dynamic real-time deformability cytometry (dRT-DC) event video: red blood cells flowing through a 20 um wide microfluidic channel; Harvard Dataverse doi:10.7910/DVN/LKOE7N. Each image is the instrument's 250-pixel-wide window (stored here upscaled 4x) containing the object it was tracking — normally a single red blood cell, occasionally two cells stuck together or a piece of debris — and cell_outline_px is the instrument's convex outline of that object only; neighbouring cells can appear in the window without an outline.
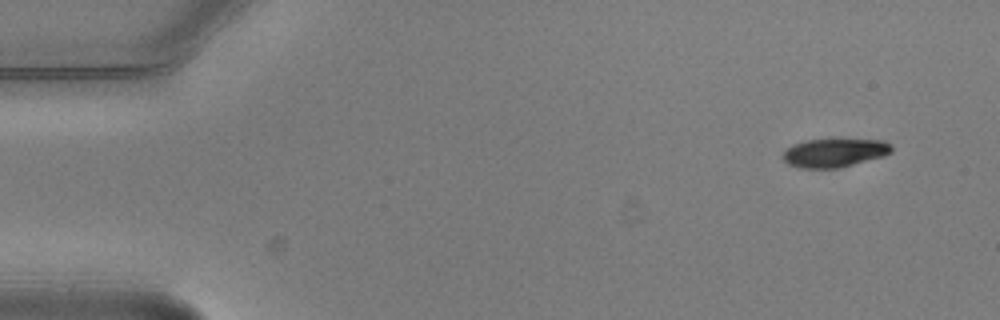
{"species": "common noctule bat (a hibernating species)", "species_latin": "Nyctalus noctula", "temperature_condition": "warm", "stored_images_in_passage": 5, "camera_frame_rate_fps": 3000, "um_per_image_px": 0.085, "animal": {"sex": "male", "body_mass_g": 20.5, "forearm_length_mm": 52.5}, "frame": {"image": 1, "passage_image": 1, "time_ms": 0.0, "image_size_px": [1000, 320], "cell_outline_px": [[892, 152], [884, 156], [840, 168], [800, 168], [788, 164], [784, 160], [784, 152], [788, 148], [796, 144], [808, 140], [884, 140], [892, 144]], "centroid_in_image_um": [70.98, 13.0], "position_along_channel_um": 14.0, "area_um2": 17.86}}
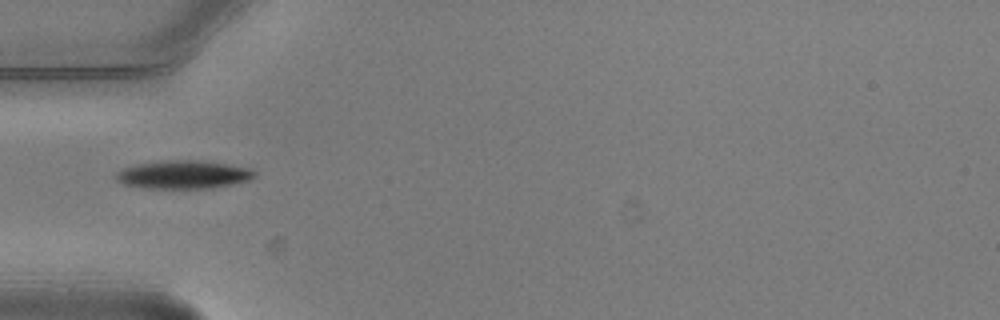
{"frame": {"image": 2, "passage_image": 5, "time_ms": 1.333, "image_size_px": [1000, 320], "cell_outline_px": [[256, 176], [248, 180], [232, 184], [212, 188], [148, 188], [124, 184], [116, 180], [116, 172], [124, 168], [140, 164], [168, 160], [196, 160], [252, 168], [256, 172]], "centroid_in_image_um": [15.62, 14.84], "position_along_channel_um": 69.4, "area_um2": 22.48}}